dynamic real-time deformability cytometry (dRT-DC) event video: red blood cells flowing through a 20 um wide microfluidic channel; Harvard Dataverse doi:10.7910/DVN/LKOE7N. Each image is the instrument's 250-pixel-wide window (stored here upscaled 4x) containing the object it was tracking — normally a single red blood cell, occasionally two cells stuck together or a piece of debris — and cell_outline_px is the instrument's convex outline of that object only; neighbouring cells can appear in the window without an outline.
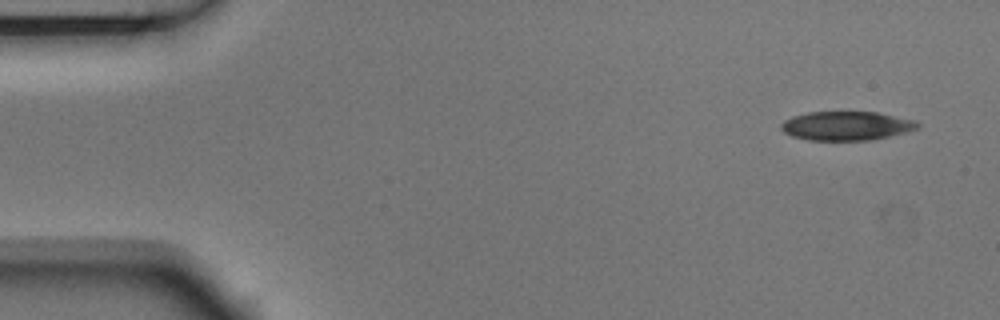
{"species": "Egyptian fruit bat (a non-hibernating species)", "species_latin": "Rousettus aegyptiacus", "temperature_condition": "room temperature", "stored_images_in_passage": 4, "camera_frame_rate_fps": 3000, "um_per_image_px": 0.085, "animal": {"sex": "male"}, "frame": {"image": 1, "passage_image": 1, "time_ms": 0.0, "image_size_px": [1000, 320], "cell_outline_px": [[920, 128], [872, 140], [808, 140], [792, 136], [784, 132], [780, 128], [780, 124], [784, 120], [792, 116], [808, 112], [876, 112], [916, 120], [920, 124]], "centroid_in_image_um": [71.93, 10.69], "position_along_channel_um": 13.1, "area_um2": 23.06}}
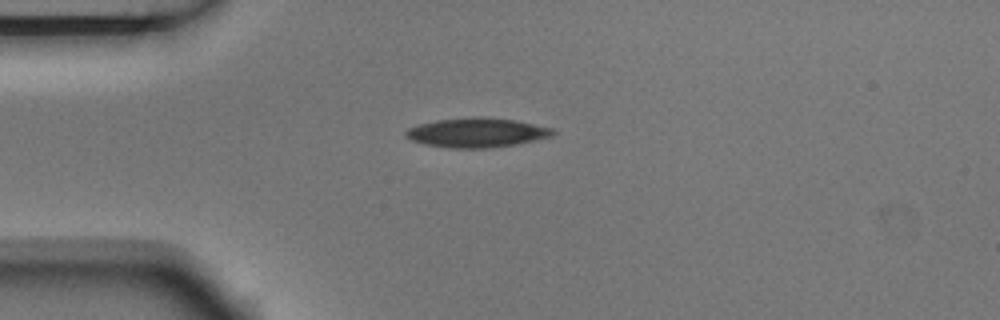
{"frame": {"image": 2, "passage_image": 4, "time_ms": 1.0, "image_size_px": [1000, 320], "cell_outline_px": [[556, 132], [552, 136], [516, 144], [488, 148], [448, 148], [424, 144], [412, 140], [404, 136], [404, 132], [408, 128], [420, 124], [436, 120], [476, 116], [484, 116], [516, 120], [552, 128]], "centroid_in_image_um": [40.51, 11.26], "position_along_channel_um": 44.5, "area_um2": 25.32}}